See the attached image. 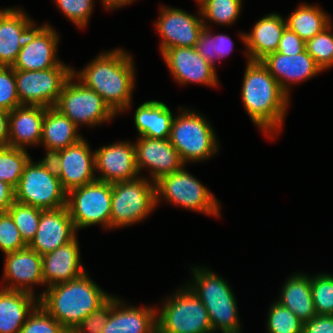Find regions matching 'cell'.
<instances>
[{
	"label": "cell",
	"mask_w": 333,
	"mask_h": 333,
	"mask_svg": "<svg viewBox=\"0 0 333 333\" xmlns=\"http://www.w3.org/2000/svg\"><path fill=\"white\" fill-rule=\"evenodd\" d=\"M305 49L306 42L294 31L286 27L280 39L277 52L287 56H294L302 53Z\"/></svg>",
	"instance_id": "cell-44"
},
{
	"label": "cell",
	"mask_w": 333,
	"mask_h": 333,
	"mask_svg": "<svg viewBox=\"0 0 333 333\" xmlns=\"http://www.w3.org/2000/svg\"><path fill=\"white\" fill-rule=\"evenodd\" d=\"M73 67L61 62L39 71L15 70L17 95L21 105L52 107L72 75Z\"/></svg>",
	"instance_id": "cell-12"
},
{
	"label": "cell",
	"mask_w": 333,
	"mask_h": 333,
	"mask_svg": "<svg viewBox=\"0 0 333 333\" xmlns=\"http://www.w3.org/2000/svg\"><path fill=\"white\" fill-rule=\"evenodd\" d=\"M7 212L13 218L23 240L29 244L37 232L42 209L15 200Z\"/></svg>",
	"instance_id": "cell-35"
},
{
	"label": "cell",
	"mask_w": 333,
	"mask_h": 333,
	"mask_svg": "<svg viewBox=\"0 0 333 333\" xmlns=\"http://www.w3.org/2000/svg\"><path fill=\"white\" fill-rule=\"evenodd\" d=\"M161 56L178 85L195 83L216 88L220 84L216 68L205 61L194 47H171Z\"/></svg>",
	"instance_id": "cell-16"
},
{
	"label": "cell",
	"mask_w": 333,
	"mask_h": 333,
	"mask_svg": "<svg viewBox=\"0 0 333 333\" xmlns=\"http://www.w3.org/2000/svg\"><path fill=\"white\" fill-rule=\"evenodd\" d=\"M241 88L242 105L254 126L269 139L283 131L290 96L261 61L247 60Z\"/></svg>",
	"instance_id": "cell-2"
},
{
	"label": "cell",
	"mask_w": 333,
	"mask_h": 333,
	"mask_svg": "<svg viewBox=\"0 0 333 333\" xmlns=\"http://www.w3.org/2000/svg\"><path fill=\"white\" fill-rule=\"evenodd\" d=\"M135 63L133 55L122 48L98 54L81 70L73 67L72 74L86 87L97 92L117 114L132 109L135 89Z\"/></svg>",
	"instance_id": "cell-1"
},
{
	"label": "cell",
	"mask_w": 333,
	"mask_h": 333,
	"mask_svg": "<svg viewBox=\"0 0 333 333\" xmlns=\"http://www.w3.org/2000/svg\"><path fill=\"white\" fill-rule=\"evenodd\" d=\"M159 9L154 25L160 37V53L171 47H195L205 28L200 7L195 15L171 6L162 5Z\"/></svg>",
	"instance_id": "cell-13"
},
{
	"label": "cell",
	"mask_w": 333,
	"mask_h": 333,
	"mask_svg": "<svg viewBox=\"0 0 333 333\" xmlns=\"http://www.w3.org/2000/svg\"><path fill=\"white\" fill-rule=\"evenodd\" d=\"M156 307L157 333H213L208 311L185 285Z\"/></svg>",
	"instance_id": "cell-6"
},
{
	"label": "cell",
	"mask_w": 333,
	"mask_h": 333,
	"mask_svg": "<svg viewBox=\"0 0 333 333\" xmlns=\"http://www.w3.org/2000/svg\"><path fill=\"white\" fill-rule=\"evenodd\" d=\"M79 129L54 106L45 108L40 141V145L46 150L44 158H49L54 153L83 139Z\"/></svg>",
	"instance_id": "cell-27"
},
{
	"label": "cell",
	"mask_w": 333,
	"mask_h": 333,
	"mask_svg": "<svg viewBox=\"0 0 333 333\" xmlns=\"http://www.w3.org/2000/svg\"><path fill=\"white\" fill-rule=\"evenodd\" d=\"M112 183L95 180L67 193L66 207L77 232L101 225L110 230Z\"/></svg>",
	"instance_id": "cell-11"
},
{
	"label": "cell",
	"mask_w": 333,
	"mask_h": 333,
	"mask_svg": "<svg viewBox=\"0 0 333 333\" xmlns=\"http://www.w3.org/2000/svg\"><path fill=\"white\" fill-rule=\"evenodd\" d=\"M89 145L83 138L49 157L67 193L97 180L95 154Z\"/></svg>",
	"instance_id": "cell-15"
},
{
	"label": "cell",
	"mask_w": 333,
	"mask_h": 333,
	"mask_svg": "<svg viewBox=\"0 0 333 333\" xmlns=\"http://www.w3.org/2000/svg\"><path fill=\"white\" fill-rule=\"evenodd\" d=\"M261 62L289 96L292 86L308 81L323 72L306 49L294 56L276 51L268 54Z\"/></svg>",
	"instance_id": "cell-21"
},
{
	"label": "cell",
	"mask_w": 333,
	"mask_h": 333,
	"mask_svg": "<svg viewBox=\"0 0 333 333\" xmlns=\"http://www.w3.org/2000/svg\"><path fill=\"white\" fill-rule=\"evenodd\" d=\"M27 246L11 215L8 212L0 213V250L3 254L18 251Z\"/></svg>",
	"instance_id": "cell-42"
},
{
	"label": "cell",
	"mask_w": 333,
	"mask_h": 333,
	"mask_svg": "<svg viewBox=\"0 0 333 333\" xmlns=\"http://www.w3.org/2000/svg\"><path fill=\"white\" fill-rule=\"evenodd\" d=\"M58 10L62 12L79 29L88 26L94 8L95 0H53Z\"/></svg>",
	"instance_id": "cell-39"
},
{
	"label": "cell",
	"mask_w": 333,
	"mask_h": 333,
	"mask_svg": "<svg viewBox=\"0 0 333 333\" xmlns=\"http://www.w3.org/2000/svg\"><path fill=\"white\" fill-rule=\"evenodd\" d=\"M119 297L111 295L97 309L87 315L72 333H102L107 322L111 309Z\"/></svg>",
	"instance_id": "cell-41"
},
{
	"label": "cell",
	"mask_w": 333,
	"mask_h": 333,
	"mask_svg": "<svg viewBox=\"0 0 333 333\" xmlns=\"http://www.w3.org/2000/svg\"><path fill=\"white\" fill-rule=\"evenodd\" d=\"M303 333H333V315H316L303 322Z\"/></svg>",
	"instance_id": "cell-45"
},
{
	"label": "cell",
	"mask_w": 333,
	"mask_h": 333,
	"mask_svg": "<svg viewBox=\"0 0 333 333\" xmlns=\"http://www.w3.org/2000/svg\"><path fill=\"white\" fill-rule=\"evenodd\" d=\"M105 10H117V8L126 7L127 5H132L135 0H100Z\"/></svg>",
	"instance_id": "cell-48"
},
{
	"label": "cell",
	"mask_w": 333,
	"mask_h": 333,
	"mask_svg": "<svg viewBox=\"0 0 333 333\" xmlns=\"http://www.w3.org/2000/svg\"><path fill=\"white\" fill-rule=\"evenodd\" d=\"M102 333H157L156 307H136L119 298L111 309Z\"/></svg>",
	"instance_id": "cell-25"
},
{
	"label": "cell",
	"mask_w": 333,
	"mask_h": 333,
	"mask_svg": "<svg viewBox=\"0 0 333 333\" xmlns=\"http://www.w3.org/2000/svg\"><path fill=\"white\" fill-rule=\"evenodd\" d=\"M156 207L155 183L147 177L112 183L110 230L145 221Z\"/></svg>",
	"instance_id": "cell-9"
},
{
	"label": "cell",
	"mask_w": 333,
	"mask_h": 333,
	"mask_svg": "<svg viewBox=\"0 0 333 333\" xmlns=\"http://www.w3.org/2000/svg\"><path fill=\"white\" fill-rule=\"evenodd\" d=\"M9 112L0 110V147L8 146Z\"/></svg>",
	"instance_id": "cell-47"
},
{
	"label": "cell",
	"mask_w": 333,
	"mask_h": 333,
	"mask_svg": "<svg viewBox=\"0 0 333 333\" xmlns=\"http://www.w3.org/2000/svg\"><path fill=\"white\" fill-rule=\"evenodd\" d=\"M311 294L317 315H333V274L312 275Z\"/></svg>",
	"instance_id": "cell-38"
},
{
	"label": "cell",
	"mask_w": 333,
	"mask_h": 333,
	"mask_svg": "<svg viewBox=\"0 0 333 333\" xmlns=\"http://www.w3.org/2000/svg\"><path fill=\"white\" fill-rule=\"evenodd\" d=\"M195 111L179 106L171 124L169 141L185 164L205 162L214 157L221 146L212 123L203 113Z\"/></svg>",
	"instance_id": "cell-5"
},
{
	"label": "cell",
	"mask_w": 333,
	"mask_h": 333,
	"mask_svg": "<svg viewBox=\"0 0 333 333\" xmlns=\"http://www.w3.org/2000/svg\"><path fill=\"white\" fill-rule=\"evenodd\" d=\"M190 270L192 277L186 285L207 309L212 332L242 333L238 302L228 281L204 265Z\"/></svg>",
	"instance_id": "cell-4"
},
{
	"label": "cell",
	"mask_w": 333,
	"mask_h": 333,
	"mask_svg": "<svg viewBox=\"0 0 333 333\" xmlns=\"http://www.w3.org/2000/svg\"><path fill=\"white\" fill-rule=\"evenodd\" d=\"M286 27V20L282 15L270 13L258 20L251 32L239 33L241 42L245 45L243 52L246 60L261 61L268 54L276 52Z\"/></svg>",
	"instance_id": "cell-22"
},
{
	"label": "cell",
	"mask_w": 333,
	"mask_h": 333,
	"mask_svg": "<svg viewBox=\"0 0 333 333\" xmlns=\"http://www.w3.org/2000/svg\"><path fill=\"white\" fill-rule=\"evenodd\" d=\"M287 27L305 42L322 32L331 23V16L322 7L310 3H300L285 18Z\"/></svg>",
	"instance_id": "cell-31"
},
{
	"label": "cell",
	"mask_w": 333,
	"mask_h": 333,
	"mask_svg": "<svg viewBox=\"0 0 333 333\" xmlns=\"http://www.w3.org/2000/svg\"><path fill=\"white\" fill-rule=\"evenodd\" d=\"M19 333H70L41 305L27 317Z\"/></svg>",
	"instance_id": "cell-40"
},
{
	"label": "cell",
	"mask_w": 333,
	"mask_h": 333,
	"mask_svg": "<svg viewBox=\"0 0 333 333\" xmlns=\"http://www.w3.org/2000/svg\"><path fill=\"white\" fill-rule=\"evenodd\" d=\"M134 144L136 164L140 176H144L142 172L147 169L148 179L154 183L163 176L186 166L176 148L170 143L169 138L156 139L138 136Z\"/></svg>",
	"instance_id": "cell-17"
},
{
	"label": "cell",
	"mask_w": 333,
	"mask_h": 333,
	"mask_svg": "<svg viewBox=\"0 0 333 333\" xmlns=\"http://www.w3.org/2000/svg\"><path fill=\"white\" fill-rule=\"evenodd\" d=\"M60 34L49 23L38 26V22L27 34L23 46L13 64L14 70L39 71L57 67Z\"/></svg>",
	"instance_id": "cell-14"
},
{
	"label": "cell",
	"mask_w": 333,
	"mask_h": 333,
	"mask_svg": "<svg viewBox=\"0 0 333 333\" xmlns=\"http://www.w3.org/2000/svg\"><path fill=\"white\" fill-rule=\"evenodd\" d=\"M21 106L16 89L15 70L0 67V110L10 112Z\"/></svg>",
	"instance_id": "cell-43"
},
{
	"label": "cell",
	"mask_w": 333,
	"mask_h": 333,
	"mask_svg": "<svg viewBox=\"0 0 333 333\" xmlns=\"http://www.w3.org/2000/svg\"><path fill=\"white\" fill-rule=\"evenodd\" d=\"M243 0H198L202 21L205 27H211L209 21L221 26H231L237 22ZM208 23V24H207ZM210 25V26H209Z\"/></svg>",
	"instance_id": "cell-32"
},
{
	"label": "cell",
	"mask_w": 333,
	"mask_h": 333,
	"mask_svg": "<svg viewBox=\"0 0 333 333\" xmlns=\"http://www.w3.org/2000/svg\"><path fill=\"white\" fill-rule=\"evenodd\" d=\"M97 180L115 183L130 181L140 176L136 164L134 142L118 141L94 150Z\"/></svg>",
	"instance_id": "cell-18"
},
{
	"label": "cell",
	"mask_w": 333,
	"mask_h": 333,
	"mask_svg": "<svg viewBox=\"0 0 333 333\" xmlns=\"http://www.w3.org/2000/svg\"><path fill=\"white\" fill-rule=\"evenodd\" d=\"M185 167L155 182L156 206L162 200L179 208L219 218L220 201Z\"/></svg>",
	"instance_id": "cell-7"
},
{
	"label": "cell",
	"mask_w": 333,
	"mask_h": 333,
	"mask_svg": "<svg viewBox=\"0 0 333 333\" xmlns=\"http://www.w3.org/2000/svg\"><path fill=\"white\" fill-rule=\"evenodd\" d=\"M54 107L78 128L82 125L94 128L111 122L117 116L97 92L86 87L73 74L64 84Z\"/></svg>",
	"instance_id": "cell-10"
},
{
	"label": "cell",
	"mask_w": 333,
	"mask_h": 333,
	"mask_svg": "<svg viewBox=\"0 0 333 333\" xmlns=\"http://www.w3.org/2000/svg\"><path fill=\"white\" fill-rule=\"evenodd\" d=\"M333 22L312 39L306 41V51L322 71L333 67Z\"/></svg>",
	"instance_id": "cell-37"
},
{
	"label": "cell",
	"mask_w": 333,
	"mask_h": 333,
	"mask_svg": "<svg viewBox=\"0 0 333 333\" xmlns=\"http://www.w3.org/2000/svg\"><path fill=\"white\" fill-rule=\"evenodd\" d=\"M15 201V190L9 184L0 180V213L7 212Z\"/></svg>",
	"instance_id": "cell-46"
},
{
	"label": "cell",
	"mask_w": 333,
	"mask_h": 333,
	"mask_svg": "<svg viewBox=\"0 0 333 333\" xmlns=\"http://www.w3.org/2000/svg\"><path fill=\"white\" fill-rule=\"evenodd\" d=\"M277 301L305 322L317 315L311 294V276L299 272L289 275L281 286Z\"/></svg>",
	"instance_id": "cell-28"
},
{
	"label": "cell",
	"mask_w": 333,
	"mask_h": 333,
	"mask_svg": "<svg viewBox=\"0 0 333 333\" xmlns=\"http://www.w3.org/2000/svg\"><path fill=\"white\" fill-rule=\"evenodd\" d=\"M266 320L267 333H303V321L277 301L271 303Z\"/></svg>",
	"instance_id": "cell-36"
},
{
	"label": "cell",
	"mask_w": 333,
	"mask_h": 333,
	"mask_svg": "<svg viewBox=\"0 0 333 333\" xmlns=\"http://www.w3.org/2000/svg\"><path fill=\"white\" fill-rule=\"evenodd\" d=\"M3 278L5 282L1 288L35 293V286H44L42 255L28 246L24 249L4 254Z\"/></svg>",
	"instance_id": "cell-19"
},
{
	"label": "cell",
	"mask_w": 333,
	"mask_h": 333,
	"mask_svg": "<svg viewBox=\"0 0 333 333\" xmlns=\"http://www.w3.org/2000/svg\"><path fill=\"white\" fill-rule=\"evenodd\" d=\"M80 245L77 236L52 252L42 255V270L45 289L79 278L87 272L81 263Z\"/></svg>",
	"instance_id": "cell-23"
},
{
	"label": "cell",
	"mask_w": 333,
	"mask_h": 333,
	"mask_svg": "<svg viewBox=\"0 0 333 333\" xmlns=\"http://www.w3.org/2000/svg\"><path fill=\"white\" fill-rule=\"evenodd\" d=\"M111 295L100 288L86 272L77 279L52 285L41 291L39 305L72 333L83 318Z\"/></svg>",
	"instance_id": "cell-3"
},
{
	"label": "cell",
	"mask_w": 333,
	"mask_h": 333,
	"mask_svg": "<svg viewBox=\"0 0 333 333\" xmlns=\"http://www.w3.org/2000/svg\"><path fill=\"white\" fill-rule=\"evenodd\" d=\"M34 21L22 7H5L0 13V66L12 67Z\"/></svg>",
	"instance_id": "cell-24"
},
{
	"label": "cell",
	"mask_w": 333,
	"mask_h": 333,
	"mask_svg": "<svg viewBox=\"0 0 333 333\" xmlns=\"http://www.w3.org/2000/svg\"><path fill=\"white\" fill-rule=\"evenodd\" d=\"M38 304L30 293L0 287V333H19Z\"/></svg>",
	"instance_id": "cell-29"
},
{
	"label": "cell",
	"mask_w": 333,
	"mask_h": 333,
	"mask_svg": "<svg viewBox=\"0 0 333 333\" xmlns=\"http://www.w3.org/2000/svg\"><path fill=\"white\" fill-rule=\"evenodd\" d=\"M15 190V200L42 210L66 206L67 192L49 158L34 162L31 158L24 167Z\"/></svg>",
	"instance_id": "cell-8"
},
{
	"label": "cell",
	"mask_w": 333,
	"mask_h": 333,
	"mask_svg": "<svg viewBox=\"0 0 333 333\" xmlns=\"http://www.w3.org/2000/svg\"><path fill=\"white\" fill-rule=\"evenodd\" d=\"M27 150L15 147H0V180L14 189L17 187L24 167L31 159Z\"/></svg>",
	"instance_id": "cell-34"
},
{
	"label": "cell",
	"mask_w": 333,
	"mask_h": 333,
	"mask_svg": "<svg viewBox=\"0 0 333 333\" xmlns=\"http://www.w3.org/2000/svg\"><path fill=\"white\" fill-rule=\"evenodd\" d=\"M134 113L133 120L138 136L169 138L174 113L165 103L158 100L144 101Z\"/></svg>",
	"instance_id": "cell-30"
},
{
	"label": "cell",
	"mask_w": 333,
	"mask_h": 333,
	"mask_svg": "<svg viewBox=\"0 0 333 333\" xmlns=\"http://www.w3.org/2000/svg\"><path fill=\"white\" fill-rule=\"evenodd\" d=\"M233 46V40L229 35L223 33L214 34L212 28L205 27L194 48L205 61L216 68V60L219 62L221 59L228 57L234 49Z\"/></svg>",
	"instance_id": "cell-33"
},
{
	"label": "cell",
	"mask_w": 333,
	"mask_h": 333,
	"mask_svg": "<svg viewBox=\"0 0 333 333\" xmlns=\"http://www.w3.org/2000/svg\"><path fill=\"white\" fill-rule=\"evenodd\" d=\"M45 107L21 105L9 112V147L39 146Z\"/></svg>",
	"instance_id": "cell-26"
},
{
	"label": "cell",
	"mask_w": 333,
	"mask_h": 333,
	"mask_svg": "<svg viewBox=\"0 0 333 333\" xmlns=\"http://www.w3.org/2000/svg\"><path fill=\"white\" fill-rule=\"evenodd\" d=\"M77 233L66 206L42 210L37 232L28 247L44 255L72 241Z\"/></svg>",
	"instance_id": "cell-20"
}]
</instances>
